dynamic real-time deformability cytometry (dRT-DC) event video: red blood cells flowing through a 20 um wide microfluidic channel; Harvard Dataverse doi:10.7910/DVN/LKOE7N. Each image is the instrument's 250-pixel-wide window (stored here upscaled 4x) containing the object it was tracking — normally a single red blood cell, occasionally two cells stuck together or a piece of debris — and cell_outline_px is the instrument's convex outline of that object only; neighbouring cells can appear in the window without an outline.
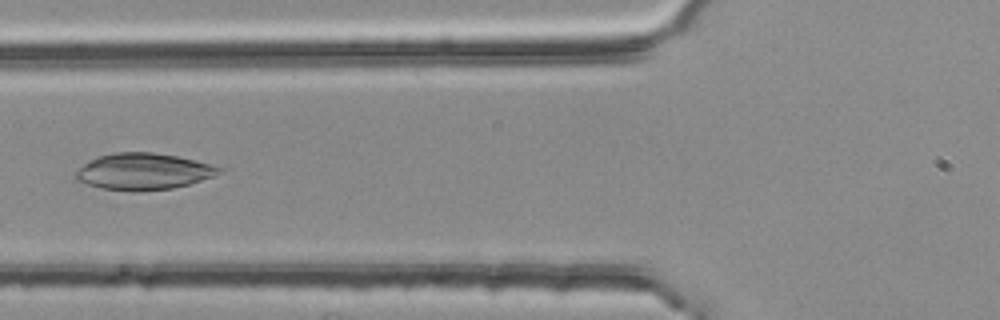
{"species": "common noctule bat (a hibernating species)", "species_latin": "Nyctalus noctula", "temperature_condition": "room temperature", "stored_images_in_passage": 5, "camera_frame_rate_fps": 3000, "um_per_image_px": 0.085, "animal": {"sex": "female", "body_mass_g": 25.1}, "frame": {"image": 1, "passage_image": 5, "time_ms": 1.333, "image_size_px": [1000, 320], "cell_outline_px": [[224, 172], [216, 176], [188, 184], [172, 188], [140, 192], [132, 192], [100, 188], [76, 180], [76, 172], [84, 164], [96, 156], [116, 152], [152, 152], [176, 156], [224, 168]], "centroid_in_image_um": [12.2, 14.59], "position_along_channel_um": 113.6, "area_um2": 30.58}}